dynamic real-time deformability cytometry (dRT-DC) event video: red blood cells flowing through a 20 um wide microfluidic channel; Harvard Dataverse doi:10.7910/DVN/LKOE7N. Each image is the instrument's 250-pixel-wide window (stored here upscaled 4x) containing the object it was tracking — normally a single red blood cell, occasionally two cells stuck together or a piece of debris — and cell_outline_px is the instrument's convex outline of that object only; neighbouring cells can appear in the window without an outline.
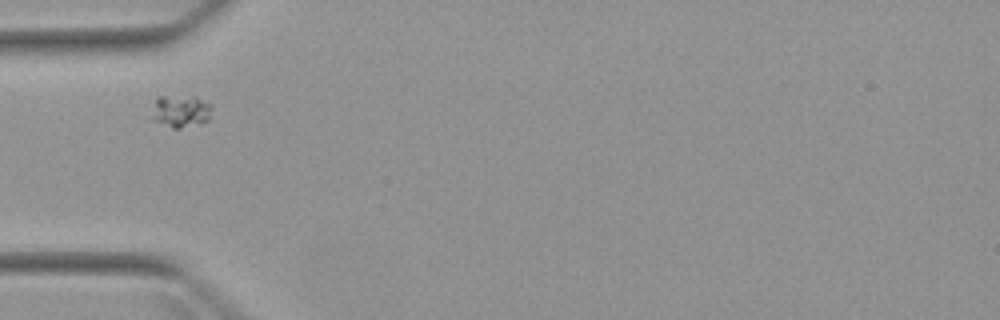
{"species": "Egyptian fruit bat (a non-hibernating species)", "species_latin": "Rousettus aegyptiacus", "temperature_condition": "warm", "stored_images_in_passage": 6, "camera_frame_rate_fps": 3000, "um_per_image_px": 0.085, "animal": {"sex": "female"}, "frame": {"image": 1, "passage_image": 1, "time_ms": 0.0, "image_size_px": [1000, 320], "cell_outline_px": [[212, 108], [208, 120], [204, 124], [180, 128], [172, 128], [152, 120], [156, 96], [196, 96], [208, 104]], "centroid_in_image_um": [15.37, 9.46], "position_along_channel_um": 69.6, "area_um2": 11.39}}
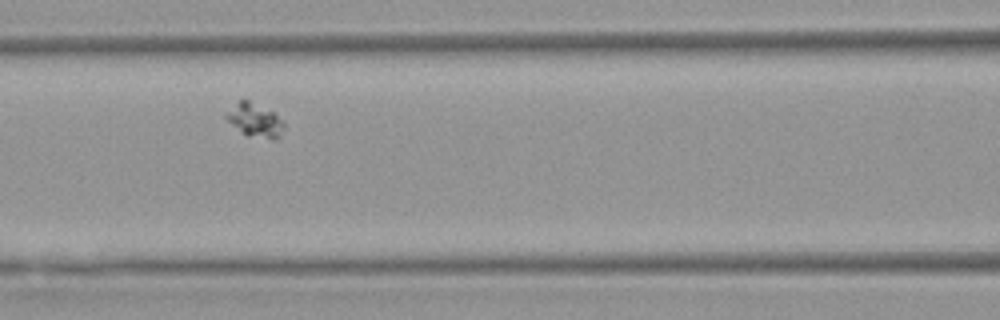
{"frame": {"image": 2, "passage_image": 3, "time_ms": 2.0, "image_size_px": [1000, 320], "cell_outline_px": [[284, 128], [280, 136], [276, 140], [272, 140], [248, 136], [232, 124], [224, 116], [224, 112], [244, 96], [272, 112], [284, 124]], "centroid_in_image_um": [21.63, 10.19], "position_along_channel_um": 145.0, "area_um2": 11.44}}
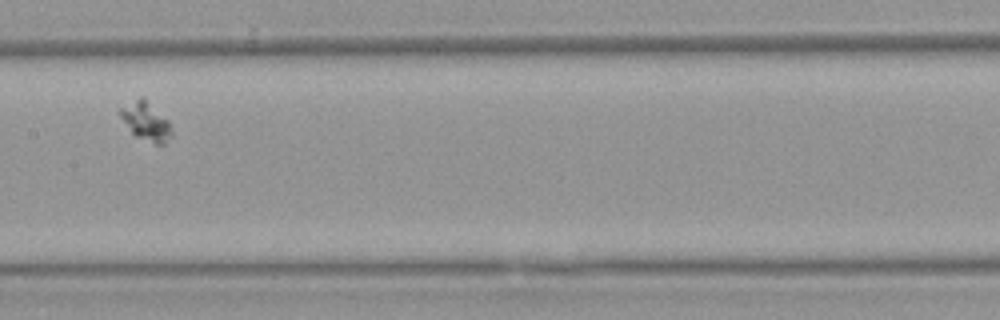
{"frame": {"image": 3, "passage_image": 4, "time_ms": 3.333, "image_size_px": [1000, 320], "cell_outline_px": [[172, 136], [164, 144], [156, 144], [136, 136], [132, 132], [120, 116], [120, 108], [140, 96], [144, 96], [168, 120], [172, 132]], "centroid_in_image_um": [12.43, 10.29], "position_along_channel_um": 195.0, "area_um2": 11.39}}